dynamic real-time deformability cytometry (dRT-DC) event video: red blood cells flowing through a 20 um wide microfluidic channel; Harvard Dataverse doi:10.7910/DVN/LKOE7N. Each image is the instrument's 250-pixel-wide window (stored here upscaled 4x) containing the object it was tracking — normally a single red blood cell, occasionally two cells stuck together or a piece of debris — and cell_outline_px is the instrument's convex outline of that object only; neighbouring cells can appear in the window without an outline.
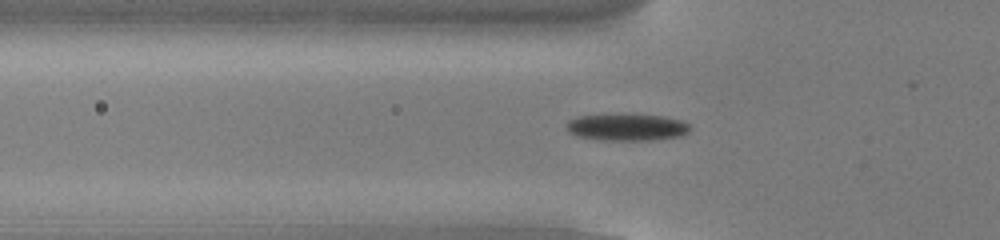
{"species": "common noctule bat (a hibernating species)", "species_latin": "Nyctalus noctula", "temperature_condition": "cold", "stored_images_in_passage": 54, "camera_frame_rate_fps": 3000, "um_per_image_px": 0.085, "animal": {"sex": "male", "body_mass_g": 13.0, "forearm_length_mm": 53.1}, "frame": {"image": 1, "passage_image": 18, "time_ms": 5.667, "image_size_px": [1000, 240], "cell_outline_px": [[688, 132], [680, 136], [652, 140], [604, 140], [576, 136], [568, 132], [564, 124], [568, 120], [580, 116], [664, 116], [680, 120], [688, 124]], "centroid_in_image_um": [53.24, 10.84], "position_along_channel_um": 72.6, "area_um2": 18.73}}
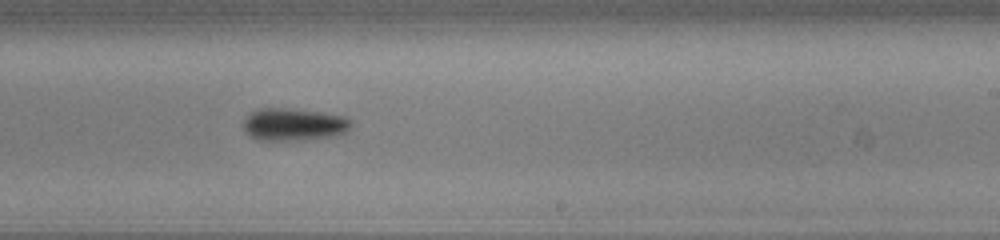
{"frame": {"image": 2, "passage_image": 33, "time_ms": 10.667, "image_size_px": [1000, 240], "cell_outline_px": [[352, 124], [344, 132], [336, 136], [304, 140], [256, 140], [248, 136], [244, 132], [244, 120], [252, 112], [260, 108], [284, 108], [320, 112], [344, 116], [352, 120]], "centroid_in_image_um": [24.95, 10.59], "position_along_channel_um": 264.0, "area_um2": 20.46}}
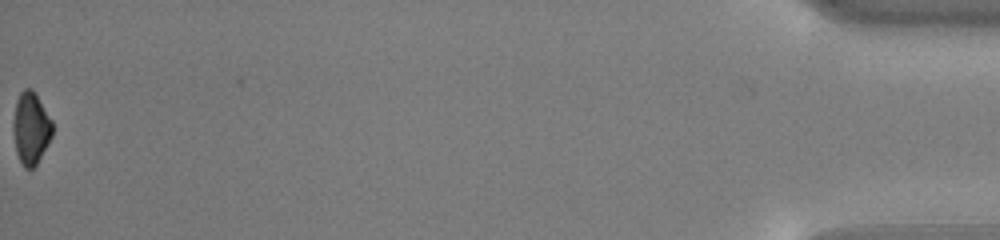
{"frame": {"image": 3, "passage_image": 54, "time_ms": 17.667, "image_size_px": [1000, 240], "cell_outline_px": [[52, 136], [48, 144], [36, 164], [32, 168], [24, 168], [16, 152], [12, 132], [12, 124], [16, 100], [20, 92], [24, 88], [32, 88], [52, 120]], "centroid_in_image_um": [2.6, 10.88], "position_along_channel_um": 432.6, "area_um2": 16.53}, "authors_computed_cell_mechanics": {"area_um2": 18.496, "velocity_mm_per_s": 3.8344, "shape_relaxation_time_tau1_ms": 1.6031, "shape_relaxation_time_tau2_ms": null, "deformation_change_tau1": 0.1098, "deformation_change_tau2": null}}